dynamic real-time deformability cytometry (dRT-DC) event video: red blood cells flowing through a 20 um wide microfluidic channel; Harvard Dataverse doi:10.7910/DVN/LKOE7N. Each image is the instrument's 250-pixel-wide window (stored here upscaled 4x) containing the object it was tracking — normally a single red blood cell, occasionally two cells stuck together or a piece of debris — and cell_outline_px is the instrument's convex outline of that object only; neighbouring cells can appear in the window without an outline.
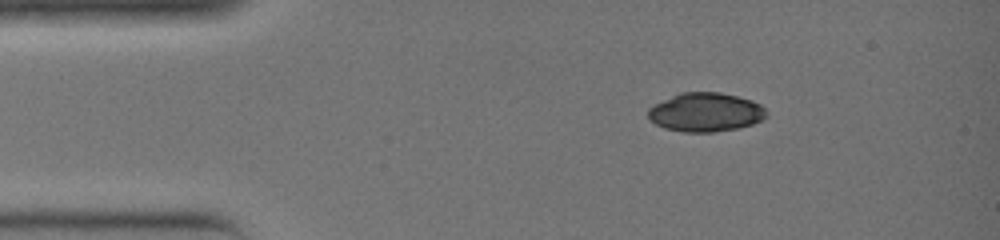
{"species": "common noctule bat (a hibernating species)", "species_latin": "Nyctalus noctula", "temperature_condition": "warm", "stored_images_in_passage": 31, "camera_frame_rate_fps": 3000, "um_per_image_px": 0.085, "animal": {"sex": "female", "body_mass_g": 19.0, "forearm_length_mm": 51.5}, "frame": {"image": 1, "passage_image": 1, "time_ms": 0.0, "image_size_px": [1000, 240], "cell_outline_px": [[768, 116], [752, 124], [736, 128], [712, 132], [680, 132], [664, 128], [656, 124], [648, 116], [648, 108], [652, 104], [680, 92], [720, 92], [752, 100], [760, 104], [768, 112]], "centroid_in_image_um": [59.95, 9.53], "position_along_channel_um": 25.0, "area_um2": 26.93}}
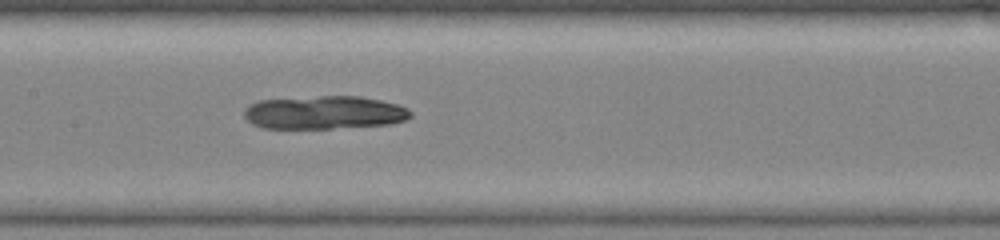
{"frame": {"image": 2, "passage_image": 13, "time_ms": 4.0, "image_size_px": [1000, 240], "cell_outline_px": [[412, 116], [408, 120], [392, 124], [332, 128], [264, 128], [252, 124], [244, 116], [244, 108], [248, 104], [260, 100], [320, 96], [360, 96], [380, 100], [396, 104], [408, 108], [412, 112]], "centroid_in_image_um": [27.59, 9.56], "position_along_channel_um": 179.8, "area_um2": 32.43}}
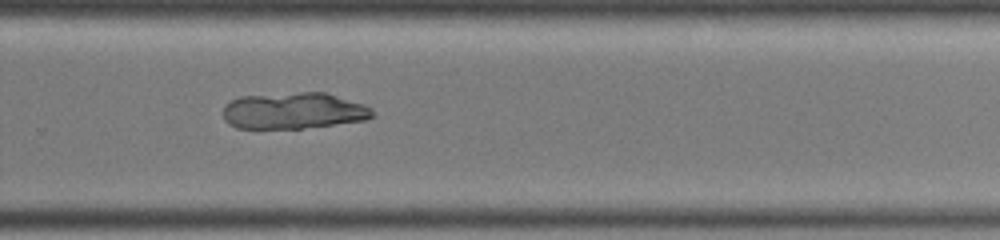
{"frame": {"image": 3, "passage_image": 20, "time_ms": 6.333, "image_size_px": [1000, 240], "cell_outline_px": [[376, 116], [364, 120], [300, 128], [236, 128], [228, 124], [224, 120], [224, 104], [240, 96], [300, 92], [328, 92], [364, 104], [372, 108]], "centroid_in_image_um": [24.97, 9.4], "position_along_channel_um": 304.8, "area_um2": 31.79}}